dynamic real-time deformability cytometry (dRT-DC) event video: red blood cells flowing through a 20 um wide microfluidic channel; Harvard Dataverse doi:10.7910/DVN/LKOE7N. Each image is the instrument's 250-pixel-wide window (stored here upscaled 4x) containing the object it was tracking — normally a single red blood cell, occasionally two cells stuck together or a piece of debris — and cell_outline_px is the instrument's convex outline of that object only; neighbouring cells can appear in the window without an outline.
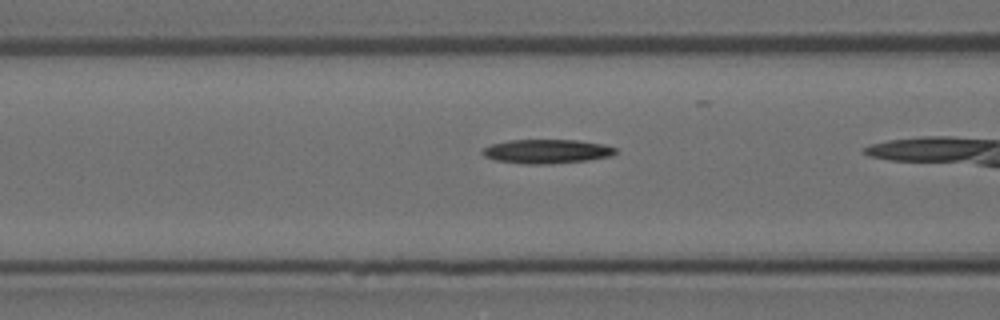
{"species": "Egyptian fruit bat (a non-hibernating species)", "species_latin": "Rousettus aegyptiacus", "temperature_condition": "room temperature", "stored_images_in_passage": 7, "camera_frame_rate_fps": 3000, "um_per_image_px": 0.085, "animal": {"sex": "female"}, "frame": {"image": 1, "passage_image": 6, "time_ms": 1.667, "image_size_px": [1000, 320], "cell_outline_px": [[616, 152], [612, 156], [588, 160], [548, 164], [524, 164], [496, 160], [484, 156], [480, 152], [484, 148], [492, 144], [508, 140], [576, 140], [604, 144], [616, 148]], "centroid_in_image_um": [46.48, 12.87], "position_along_channel_um": 120.1, "area_um2": 18.67}}